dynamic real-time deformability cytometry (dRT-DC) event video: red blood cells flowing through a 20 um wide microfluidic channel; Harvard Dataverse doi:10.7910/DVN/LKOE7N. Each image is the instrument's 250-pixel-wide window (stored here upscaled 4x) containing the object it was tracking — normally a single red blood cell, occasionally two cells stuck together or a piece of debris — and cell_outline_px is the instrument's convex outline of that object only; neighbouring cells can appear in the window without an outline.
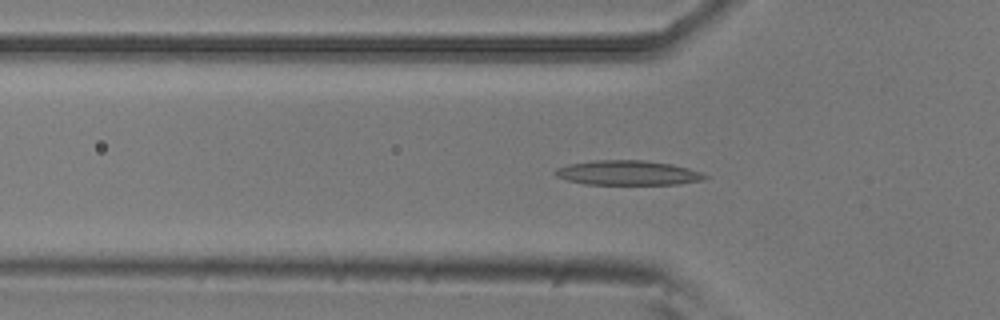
{"species": "common noctule bat (a hibernating species)", "species_latin": "Nyctalus noctula", "temperature_condition": "room temperature", "stored_images_in_passage": 53, "camera_frame_rate_fps": 3000, "um_per_image_px": 0.085, "animal": {"sex": "male", "body_mass_g": 20.5, "forearm_length_mm": 52.5}, "frame": {"image": 1, "passage_image": 16, "time_ms": 5.0, "image_size_px": [1000, 320], "cell_outline_px": [[708, 176], [700, 180], [676, 184], [584, 184], [568, 180], [556, 176], [552, 172], [556, 168], [568, 164], [592, 160], [644, 160], [672, 164], [688, 168], [700, 172]], "centroid_in_image_um": [53.29, 14.68], "position_along_channel_um": 72.5, "area_um2": 21.39}}
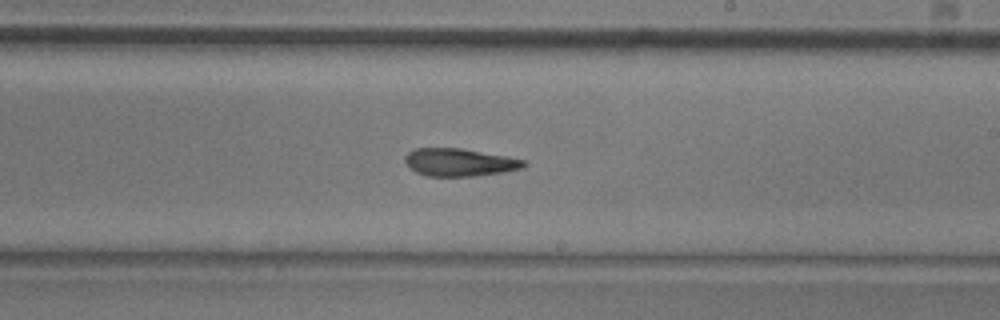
{"frame": {"image": 2, "passage_image": 30, "time_ms": 9.667, "image_size_px": [1000, 320], "cell_outline_px": [[528, 164], [524, 168], [504, 172], [472, 176], [428, 176], [416, 172], [404, 160], [404, 156], [408, 152], [416, 148], [460, 148], [504, 156], [524, 160]], "centroid_in_image_um": [39.06, 13.8], "position_along_channel_um": 249.9, "area_um2": 19.02}}
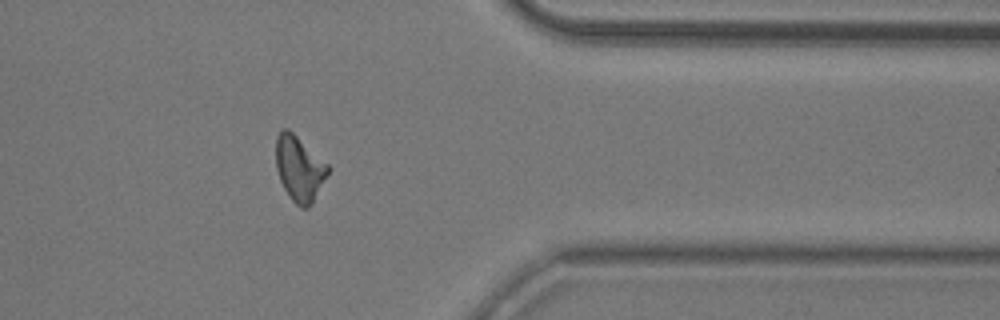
{"frame": {"image": 3, "passage_image": 42, "time_ms": 13.667, "image_size_px": [1000, 320], "cell_outline_px": [[332, 168], [312, 204], [308, 208], [300, 208], [292, 200], [284, 188], [280, 180], [276, 168], [276, 136], [280, 128], [288, 128], [328, 164]], "centroid_in_image_um": [25.45, 14.32], "position_along_channel_um": 385.9, "area_um2": 20.0}, "authors_computed_cell_mechanics": {"area_um2": 19.8254, "velocity_mm_per_s": 3.7831, "shape_relaxation_time_tau1_ms": null, "shape_relaxation_time_tau2_ms": 8.0416, "deformation_change_tau1": null, "deformation_change_tau2": 0.1759}}